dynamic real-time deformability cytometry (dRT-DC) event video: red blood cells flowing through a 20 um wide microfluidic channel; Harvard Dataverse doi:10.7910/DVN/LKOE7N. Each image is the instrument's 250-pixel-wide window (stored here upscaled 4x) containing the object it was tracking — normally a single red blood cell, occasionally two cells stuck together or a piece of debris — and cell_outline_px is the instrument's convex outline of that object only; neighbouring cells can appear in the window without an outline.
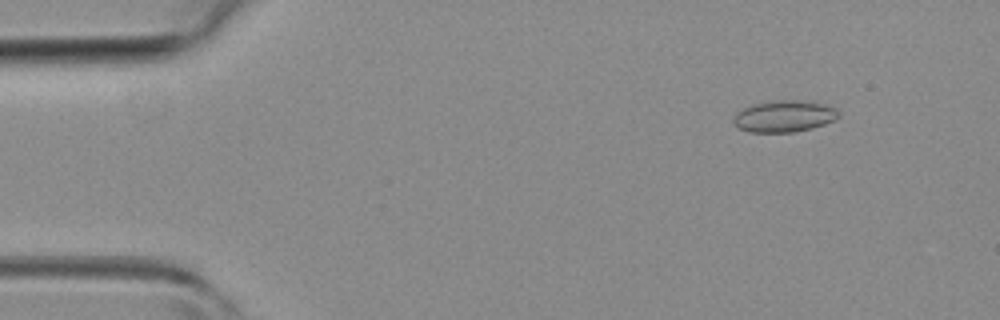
{"species": "common noctule bat (a hibernating species)", "species_latin": "Nyctalus noctula", "temperature_condition": "room temperature", "stored_images_in_passage": 43, "camera_frame_rate_fps": 3000, "um_per_image_px": 0.085, "animal": {"sex": "female", "body_mass_g": 19.3, "forearm_length_mm": 54.1}, "frame": {"image": 1, "passage_image": 3, "time_ms": 0.667, "image_size_px": [1000, 320], "cell_outline_px": [[840, 116], [836, 120], [812, 128], [796, 132], [748, 132], [740, 128], [732, 120], [732, 116], [736, 112], [752, 104], [780, 100], [804, 100], [824, 104], [836, 108]], "centroid_in_image_um": [66.67, 9.88], "position_along_channel_um": 18.3, "area_um2": 19.48}}
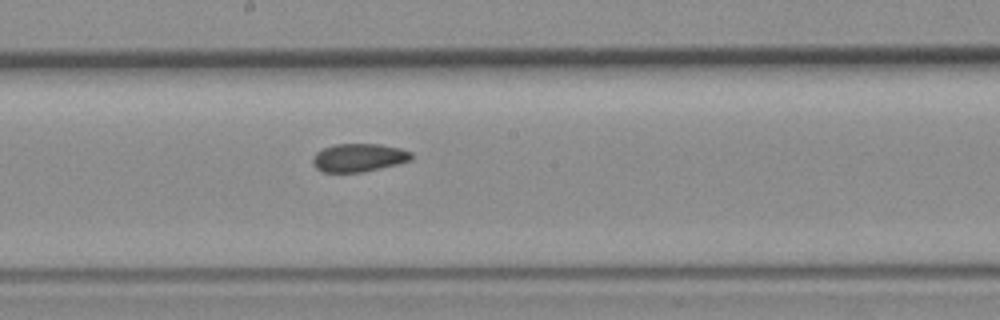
{"frame": {"image": 2, "passage_image": 22, "time_ms": 7.0, "image_size_px": [1000, 320], "cell_outline_px": [[412, 160], [396, 164], [360, 172], [324, 172], [316, 168], [312, 164], [312, 160], [316, 152], [324, 148], [336, 144], [380, 144], [400, 148], [412, 152]], "centroid_in_image_um": [30.49, 13.39], "position_along_channel_um": 217.7, "area_um2": 16.07}}
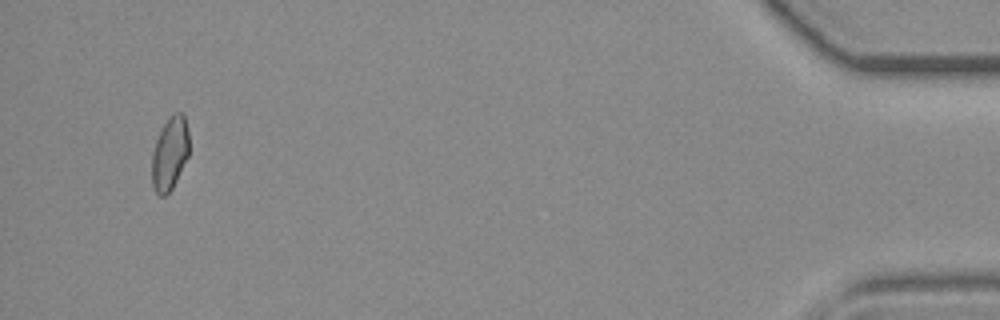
{"frame": {"image": 3, "passage_image": 41, "time_ms": 13.333, "image_size_px": [1000, 320], "cell_outline_px": [[188, 156], [172, 188], [164, 196], [160, 196], [156, 192], [152, 184], [152, 152], [156, 140], [164, 124], [176, 112], [184, 112], [188, 132]], "centroid_in_image_um": [14.43, 13.05], "position_along_channel_um": 420.8, "area_um2": 15.61}}